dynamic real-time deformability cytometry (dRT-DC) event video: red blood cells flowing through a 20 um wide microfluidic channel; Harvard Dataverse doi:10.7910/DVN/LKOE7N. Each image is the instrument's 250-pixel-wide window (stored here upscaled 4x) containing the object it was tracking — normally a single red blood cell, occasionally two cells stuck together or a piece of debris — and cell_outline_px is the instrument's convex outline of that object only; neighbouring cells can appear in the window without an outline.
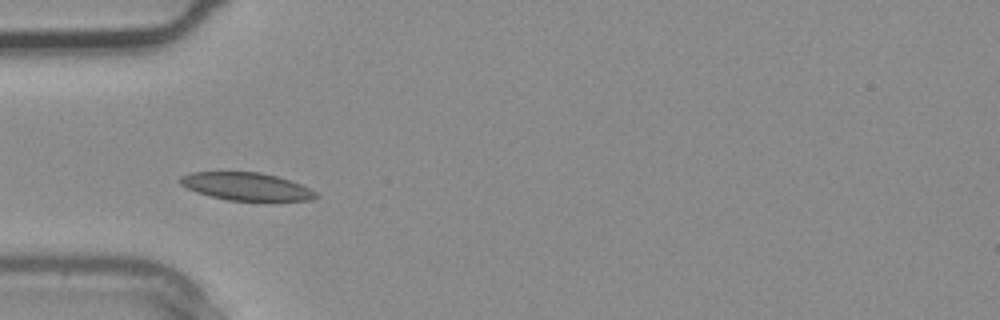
{"species": "common noctule bat (a hibernating species)", "species_latin": "Nyctalus noctula", "temperature_condition": "warm", "stored_images_in_passage": 2, "camera_frame_rate_fps": 3000, "um_per_image_px": 0.085, "animal": {"sex": "male", "body_mass_g": 20.4}, "frame": {"image": 1, "passage_image": 2, "time_ms": 0.333, "image_size_px": [1000, 320], "cell_outline_px": [[320, 196], [312, 200], [228, 200], [196, 192], [180, 184], [180, 176], [192, 172], [260, 172], [276, 176], [300, 184], [316, 192]], "centroid_in_image_um": [20.93, 15.84], "position_along_channel_um": 64.1, "area_um2": 21.62}}